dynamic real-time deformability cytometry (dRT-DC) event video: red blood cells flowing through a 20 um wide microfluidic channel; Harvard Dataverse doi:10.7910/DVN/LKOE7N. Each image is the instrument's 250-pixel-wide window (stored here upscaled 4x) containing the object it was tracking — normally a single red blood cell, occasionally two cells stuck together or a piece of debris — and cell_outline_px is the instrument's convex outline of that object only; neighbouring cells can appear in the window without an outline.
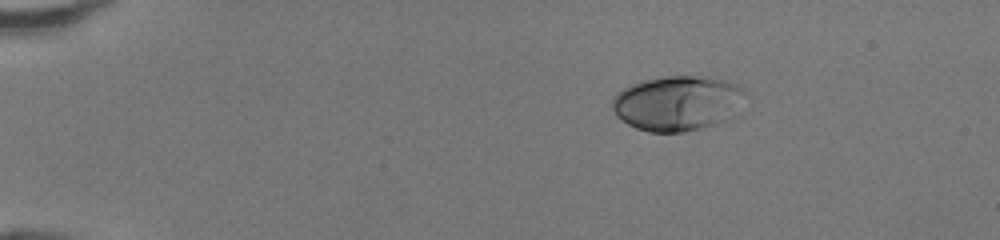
{"species": "human", "species_latin": "Homo sapiens", "temperature_condition": "room temperature", "stored_images_in_passage": 41, "camera_frame_rate_fps": 3000, "um_per_image_px": 0.085, "donor": {"sex": "female"}, "frame": {"image": 1, "passage_image": 1, "time_ms": 0.0, "image_size_px": [1000, 240], "cell_outline_px": [[744, 92], [712, 124], [680, 132], [648, 132], [636, 128], [628, 124], [616, 116], [612, 108], [612, 100], [616, 92], [632, 84], [644, 80], [664, 76], [708, 76], [724, 80], [736, 84]], "centroid_in_image_um": [57.34, 8.73], "position_along_channel_um": 27.7, "area_um2": 40.58}}
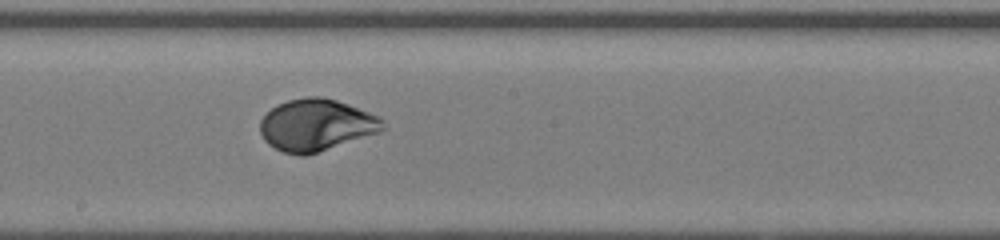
{"frame": {"image": 2, "passage_image": 21, "time_ms": 6.667, "image_size_px": [1000, 240], "cell_outline_px": [[384, 128], [380, 132], [308, 156], [300, 156], [284, 152], [268, 144], [264, 140], [260, 132], [260, 120], [272, 108], [288, 100], [308, 96], [320, 96], [336, 100], [348, 104], [368, 112], [384, 120]], "centroid_in_image_um": [26.88, 10.64], "position_along_channel_um": 221.3, "area_um2": 37.05}}
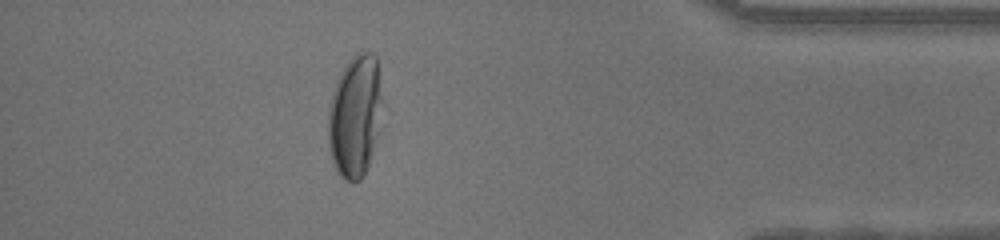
{"frame": {"image": 3, "passage_image": 36, "time_ms": 11.667, "image_size_px": [1000, 240], "cell_outline_px": [[384, 128], [368, 164], [360, 180], [344, 180], [336, 172], [328, 148], [328, 108], [336, 80], [344, 64], [356, 52], [372, 52], [376, 56], [384, 104]], "centroid_in_image_um": [30.23, 9.85], "position_along_channel_um": 405.0, "area_um2": 40.23}, "authors_computed_cell_mechanics": {"area_um2": 37.6278, "velocity_mm_per_s": 4.2923, "shape_relaxation_time_tau1_ms": 2.5477, "shape_relaxation_time_tau2_ms": null, "deformation_change_tau1": 0.1675, "deformation_change_tau2": null}}